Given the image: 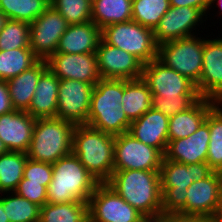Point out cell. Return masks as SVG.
Masks as SVG:
<instances>
[{"mask_svg": "<svg viewBox=\"0 0 222 222\" xmlns=\"http://www.w3.org/2000/svg\"><path fill=\"white\" fill-rule=\"evenodd\" d=\"M39 60L30 48L0 50V80L7 81L18 76Z\"/></svg>", "mask_w": 222, "mask_h": 222, "instance_id": "cell-30", "label": "cell"}, {"mask_svg": "<svg viewBox=\"0 0 222 222\" xmlns=\"http://www.w3.org/2000/svg\"><path fill=\"white\" fill-rule=\"evenodd\" d=\"M50 0H0V11L8 19L23 21L31 24L48 7Z\"/></svg>", "mask_w": 222, "mask_h": 222, "instance_id": "cell-32", "label": "cell"}, {"mask_svg": "<svg viewBox=\"0 0 222 222\" xmlns=\"http://www.w3.org/2000/svg\"><path fill=\"white\" fill-rule=\"evenodd\" d=\"M52 165L53 176L47 187V203L59 204L74 201L88 203L99 182L83 166L77 156L71 152Z\"/></svg>", "mask_w": 222, "mask_h": 222, "instance_id": "cell-2", "label": "cell"}, {"mask_svg": "<svg viewBox=\"0 0 222 222\" xmlns=\"http://www.w3.org/2000/svg\"><path fill=\"white\" fill-rule=\"evenodd\" d=\"M152 94L147 83L141 78L124 80L122 108L132 122L152 108Z\"/></svg>", "mask_w": 222, "mask_h": 222, "instance_id": "cell-26", "label": "cell"}, {"mask_svg": "<svg viewBox=\"0 0 222 222\" xmlns=\"http://www.w3.org/2000/svg\"><path fill=\"white\" fill-rule=\"evenodd\" d=\"M212 172L207 162L184 164L163 160L159 170L162 211L186 214L187 188Z\"/></svg>", "mask_w": 222, "mask_h": 222, "instance_id": "cell-5", "label": "cell"}, {"mask_svg": "<svg viewBox=\"0 0 222 222\" xmlns=\"http://www.w3.org/2000/svg\"><path fill=\"white\" fill-rule=\"evenodd\" d=\"M102 40L138 58L143 64L157 58L158 45L153 29L130 20L114 23L101 30Z\"/></svg>", "mask_w": 222, "mask_h": 222, "instance_id": "cell-7", "label": "cell"}, {"mask_svg": "<svg viewBox=\"0 0 222 222\" xmlns=\"http://www.w3.org/2000/svg\"><path fill=\"white\" fill-rule=\"evenodd\" d=\"M60 79L47 68L39 77L29 108L35 119L56 118Z\"/></svg>", "mask_w": 222, "mask_h": 222, "instance_id": "cell-23", "label": "cell"}, {"mask_svg": "<svg viewBox=\"0 0 222 222\" xmlns=\"http://www.w3.org/2000/svg\"><path fill=\"white\" fill-rule=\"evenodd\" d=\"M201 97L199 95H178L177 98H166L152 95V108L170 117L192 107Z\"/></svg>", "mask_w": 222, "mask_h": 222, "instance_id": "cell-37", "label": "cell"}, {"mask_svg": "<svg viewBox=\"0 0 222 222\" xmlns=\"http://www.w3.org/2000/svg\"><path fill=\"white\" fill-rule=\"evenodd\" d=\"M36 119L27 111L13 110L0 115V139L9 151L27 152Z\"/></svg>", "mask_w": 222, "mask_h": 222, "instance_id": "cell-20", "label": "cell"}, {"mask_svg": "<svg viewBox=\"0 0 222 222\" xmlns=\"http://www.w3.org/2000/svg\"><path fill=\"white\" fill-rule=\"evenodd\" d=\"M171 7H192L200 9L207 17L211 0H169Z\"/></svg>", "mask_w": 222, "mask_h": 222, "instance_id": "cell-40", "label": "cell"}, {"mask_svg": "<svg viewBox=\"0 0 222 222\" xmlns=\"http://www.w3.org/2000/svg\"><path fill=\"white\" fill-rule=\"evenodd\" d=\"M201 216L183 214L180 212H166V222H206Z\"/></svg>", "mask_w": 222, "mask_h": 222, "instance_id": "cell-42", "label": "cell"}, {"mask_svg": "<svg viewBox=\"0 0 222 222\" xmlns=\"http://www.w3.org/2000/svg\"><path fill=\"white\" fill-rule=\"evenodd\" d=\"M15 192L40 207L47 203V188L41 183L28 182V179L23 178Z\"/></svg>", "mask_w": 222, "mask_h": 222, "instance_id": "cell-39", "label": "cell"}, {"mask_svg": "<svg viewBox=\"0 0 222 222\" xmlns=\"http://www.w3.org/2000/svg\"><path fill=\"white\" fill-rule=\"evenodd\" d=\"M217 101L209 98H200L192 107L184 112L169 117V141L186 138L193 134L206 120L210 109Z\"/></svg>", "mask_w": 222, "mask_h": 222, "instance_id": "cell-24", "label": "cell"}, {"mask_svg": "<svg viewBox=\"0 0 222 222\" xmlns=\"http://www.w3.org/2000/svg\"><path fill=\"white\" fill-rule=\"evenodd\" d=\"M47 68V61L39 60L30 69L6 81L15 110L26 111L29 108L39 77Z\"/></svg>", "mask_w": 222, "mask_h": 222, "instance_id": "cell-25", "label": "cell"}, {"mask_svg": "<svg viewBox=\"0 0 222 222\" xmlns=\"http://www.w3.org/2000/svg\"><path fill=\"white\" fill-rule=\"evenodd\" d=\"M39 222H89L88 203H46L40 207Z\"/></svg>", "mask_w": 222, "mask_h": 222, "instance_id": "cell-28", "label": "cell"}, {"mask_svg": "<svg viewBox=\"0 0 222 222\" xmlns=\"http://www.w3.org/2000/svg\"><path fill=\"white\" fill-rule=\"evenodd\" d=\"M124 79L101 78L94 86L87 125L111 135L127 133L131 121L122 108Z\"/></svg>", "mask_w": 222, "mask_h": 222, "instance_id": "cell-1", "label": "cell"}, {"mask_svg": "<svg viewBox=\"0 0 222 222\" xmlns=\"http://www.w3.org/2000/svg\"><path fill=\"white\" fill-rule=\"evenodd\" d=\"M139 222H166V212L160 211L153 214H142Z\"/></svg>", "mask_w": 222, "mask_h": 222, "instance_id": "cell-43", "label": "cell"}, {"mask_svg": "<svg viewBox=\"0 0 222 222\" xmlns=\"http://www.w3.org/2000/svg\"><path fill=\"white\" fill-rule=\"evenodd\" d=\"M169 8V0H132V20L154 30Z\"/></svg>", "mask_w": 222, "mask_h": 222, "instance_id": "cell-34", "label": "cell"}, {"mask_svg": "<svg viewBox=\"0 0 222 222\" xmlns=\"http://www.w3.org/2000/svg\"><path fill=\"white\" fill-rule=\"evenodd\" d=\"M132 20V0H92L91 21L101 30Z\"/></svg>", "mask_w": 222, "mask_h": 222, "instance_id": "cell-27", "label": "cell"}, {"mask_svg": "<svg viewBox=\"0 0 222 222\" xmlns=\"http://www.w3.org/2000/svg\"><path fill=\"white\" fill-rule=\"evenodd\" d=\"M209 125L204 121L200 127L186 138L168 141L163 160L184 164L206 162L210 141Z\"/></svg>", "mask_w": 222, "mask_h": 222, "instance_id": "cell-19", "label": "cell"}, {"mask_svg": "<svg viewBox=\"0 0 222 222\" xmlns=\"http://www.w3.org/2000/svg\"><path fill=\"white\" fill-rule=\"evenodd\" d=\"M202 72L196 85L202 98L222 102V38L204 41Z\"/></svg>", "mask_w": 222, "mask_h": 222, "instance_id": "cell-18", "label": "cell"}, {"mask_svg": "<svg viewBox=\"0 0 222 222\" xmlns=\"http://www.w3.org/2000/svg\"><path fill=\"white\" fill-rule=\"evenodd\" d=\"M208 222H222V205L216 210Z\"/></svg>", "mask_w": 222, "mask_h": 222, "instance_id": "cell-44", "label": "cell"}, {"mask_svg": "<svg viewBox=\"0 0 222 222\" xmlns=\"http://www.w3.org/2000/svg\"><path fill=\"white\" fill-rule=\"evenodd\" d=\"M186 214L209 220L222 205V173L213 171L187 188Z\"/></svg>", "mask_w": 222, "mask_h": 222, "instance_id": "cell-17", "label": "cell"}, {"mask_svg": "<svg viewBox=\"0 0 222 222\" xmlns=\"http://www.w3.org/2000/svg\"><path fill=\"white\" fill-rule=\"evenodd\" d=\"M66 19L51 5L30 24V49L40 59L56 53L58 42L68 27Z\"/></svg>", "mask_w": 222, "mask_h": 222, "instance_id": "cell-12", "label": "cell"}, {"mask_svg": "<svg viewBox=\"0 0 222 222\" xmlns=\"http://www.w3.org/2000/svg\"><path fill=\"white\" fill-rule=\"evenodd\" d=\"M3 195L2 205L9 222H39L40 206L16 192H7Z\"/></svg>", "mask_w": 222, "mask_h": 222, "instance_id": "cell-33", "label": "cell"}, {"mask_svg": "<svg viewBox=\"0 0 222 222\" xmlns=\"http://www.w3.org/2000/svg\"><path fill=\"white\" fill-rule=\"evenodd\" d=\"M46 61L48 68L60 80H78L95 86L101 79L96 53L67 54L56 52Z\"/></svg>", "mask_w": 222, "mask_h": 222, "instance_id": "cell-16", "label": "cell"}, {"mask_svg": "<svg viewBox=\"0 0 222 222\" xmlns=\"http://www.w3.org/2000/svg\"><path fill=\"white\" fill-rule=\"evenodd\" d=\"M203 38L194 35L162 43L158 46L157 59L197 85L202 72V57L206 39Z\"/></svg>", "mask_w": 222, "mask_h": 222, "instance_id": "cell-8", "label": "cell"}, {"mask_svg": "<svg viewBox=\"0 0 222 222\" xmlns=\"http://www.w3.org/2000/svg\"><path fill=\"white\" fill-rule=\"evenodd\" d=\"M27 159V154L20 151H8L0 155V194L15 192L23 179Z\"/></svg>", "mask_w": 222, "mask_h": 222, "instance_id": "cell-29", "label": "cell"}, {"mask_svg": "<svg viewBox=\"0 0 222 222\" xmlns=\"http://www.w3.org/2000/svg\"><path fill=\"white\" fill-rule=\"evenodd\" d=\"M50 5L70 24L91 21L92 0H50Z\"/></svg>", "mask_w": 222, "mask_h": 222, "instance_id": "cell-36", "label": "cell"}, {"mask_svg": "<svg viewBox=\"0 0 222 222\" xmlns=\"http://www.w3.org/2000/svg\"><path fill=\"white\" fill-rule=\"evenodd\" d=\"M96 57L101 78L132 80L142 77L144 64L138 58L102 39Z\"/></svg>", "mask_w": 222, "mask_h": 222, "instance_id": "cell-15", "label": "cell"}, {"mask_svg": "<svg viewBox=\"0 0 222 222\" xmlns=\"http://www.w3.org/2000/svg\"><path fill=\"white\" fill-rule=\"evenodd\" d=\"M94 85L64 79L59 82L56 118L75 126L87 125Z\"/></svg>", "mask_w": 222, "mask_h": 222, "instance_id": "cell-11", "label": "cell"}, {"mask_svg": "<svg viewBox=\"0 0 222 222\" xmlns=\"http://www.w3.org/2000/svg\"><path fill=\"white\" fill-rule=\"evenodd\" d=\"M15 110L11 104L7 82L0 80V115L7 114Z\"/></svg>", "mask_w": 222, "mask_h": 222, "instance_id": "cell-41", "label": "cell"}, {"mask_svg": "<svg viewBox=\"0 0 222 222\" xmlns=\"http://www.w3.org/2000/svg\"><path fill=\"white\" fill-rule=\"evenodd\" d=\"M9 150L4 145L3 141L0 139V155L7 153Z\"/></svg>", "mask_w": 222, "mask_h": 222, "instance_id": "cell-48", "label": "cell"}, {"mask_svg": "<svg viewBox=\"0 0 222 222\" xmlns=\"http://www.w3.org/2000/svg\"><path fill=\"white\" fill-rule=\"evenodd\" d=\"M205 121L210 130L206 162L213 171L222 173V102L210 109Z\"/></svg>", "mask_w": 222, "mask_h": 222, "instance_id": "cell-31", "label": "cell"}, {"mask_svg": "<svg viewBox=\"0 0 222 222\" xmlns=\"http://www.w3.org/2000/svg\"><path fill=\"white\" fill-rule=\"evenodd\" d=\"M204 16L198 8L170 6L153 30L156 44L159 46L168 41L194 36L196 33L193 31L196 32V27L204 23Z\"/></svg>", "mask_w": 222, "mask_h": 222, "instance_id": "cell-14", "label": "cell"}, {"mask_svg": "<svg viewBox=\"0 0 222 222\" xmlns=\"http://www.w3.org/2000/svg\"><path fill=\"white\" fill-rule=\"evenodd\" d=\"M74 128V124L58 118L36 119L28 158L53 164L70 154Z\"/></svg>", "mask_w": 222, "mask_h": 222, "instance_id": "cell-6", "label": "cell"}, {"mask_svg": "<svg viewBox=\"0 0 222 222\" xmlns=\"http://www.w3.org/2000/svg\"><path fill=\"white\" fill-rule=\"evenodd\" d=\"M89 222H139L142 215L106 182L99 183L88 202Z\"/></svg>", "mask_w": 222, "mask_h": 222, "instance_id": "cell-10", "label": "cell"}, {"mask_svg": "<svg viewBox=\"0 0 222 222\" xmlns=\"http://www.w3.org/2000/svg\"><path fill=\"white\" fill-rule=\"evenodd\" d=\"M7 20H8V17L2 11H0V31L5 26Z\"/></svg>", "mask_w": 222, "mask_h": 222, "instance_id": "cell-46", "label": "cell"}, {"mask_svg": "<svg viewBox=\"0 0 222 222\" xmlns=\"http://www.w3.org/2000/svg\"><path fill=\"white\" fill-rule=\"evenodd\" d=\"M30 24L8 19L0 31V50L30 48Z\"/></svg>", "mask_w": 222, "mask_h": 222, "instance_id": "cell-35", "label": "cell"}, {"mask_svg": "<svg viewBox=\"0 0 222 222\" xmlns=\"http://www.w3.org/2000/svg\"><path fill=\"white\" fill-rule=\"evenodd\" d=\"M0 222H9L8 217L3 209L2 196H0Z\"/></svg>", "mask_w": 222, "mask_h": 222, "instance_id": "cell-45", "label": "cell"}, {"mask_svg": "<svg viewBox=\"0 0 222 222\" xmlns=\"http://www.w3.org/2000/svg\"><path fill=\"white\" fill-rule=\"evenodd\" d=\"M53 176V165L51 163L34 161L27 159L24 167L23 178L28 179V182L41 183L46 188L48 187Z\"/></svg>", "mask_w": 222, "mask_h": 222, "instance_id": "cell-38", "label": "cell"}, {"mask_svg": "<svg viewBox=\"0 0 222 222\" xmlns=\"http://www.w3.org/2000/svg\"><path fill=\"white\" fill-rule=\"evenodd\" d=\"M169 117L151 108L140 118L131 122L128 133L135 139L165 153L168 138Z\"/></svg>", "mask_w": 222, "mask_h": 222, "instance_id": "cell-21", "label": "cell"}, {"mask_svg": "<svg viewBox=\"0 0 222 222\" xmlns=\"http://www.w3.org/2000/svg\"><path fill=\"white\" fill-rule=\"evenodd\" d=\"M215 3H217V6H218L219 9H220L219 14H220V13L222 14V12H221V11H222V0H211V3H210V10H212L211 7H212L213 5L216 6Z\"/></svg>", "mask_w": 222, "mask_h": 222, "instance_id": "cell-47", "label": "cell"}, {"mask_svg": "<svg viewBox=\"0 0 222 222\" xmlns=\"http://www.w3.org/2000/svg\"><path fill=\"white\" fill-rule=\"evenodd\" d=\"M142 79L151 94L159 97L177 98L178 95H199L196 85L157 58L143 65Z\"/></svg>", "mask_w": 222, "mask_h": 222, "instance_id": "cell-13", "label": "cell"}, {"mask_svg": "<svg viewBox=\"0 0 222 222\" xmlns=\"http://www.w3.org/2000/svg\"><path fill=\"white\" fill-rule=\"evenodd\" d=\"M164 155L130 133L115 136L114 170L159 171Z\"/></svg>", "mask_w": 222, "mask_h": 222, "instance_id": "cell-9", "label": "cell"}, {"mask_svg": "<svg viewBox=\"0 0 222 222\" xmlns=\"http://www.w3.org/2000/svg\"><path fill=\"white\" fill-rule=\"evenodd\" d=\"M106 183L142 214L162 211L159 171L113 170Z\"/></svg>", "mask_w": 222, "mask_h": 222, "instance_id": "cell-4", "label": "cell"}, {"mask_svg": "<svg viewBox=\"0 0 222 222\" xmlns=\"http://www.w3.org/2000/svg\"><path fill=\"white\" fill-rule=\"evenodd\" d=\"M115 136L77 125L73 131L72 152L99 183L107 182L114 170Z\"/></svg>", "mask_w": 222, "mask_h": 222, "instance_id": "cell-3", "label": "cell"}, {"mask_svg": "<svg viewBox=\"0 0 222 222\" xmlns=\"http://www.w3.org/2000/svg\"><path fill=\"white\" fill-rule=\"evenodd\" d=\"M101 39V29L92 21L83 24H70L61 36L56 52L96 53Z\"/></svg>", "mask_w": 222, "mask_h": 222, "instance_id": "cell-22", "label": "cell"}]
</instances>
